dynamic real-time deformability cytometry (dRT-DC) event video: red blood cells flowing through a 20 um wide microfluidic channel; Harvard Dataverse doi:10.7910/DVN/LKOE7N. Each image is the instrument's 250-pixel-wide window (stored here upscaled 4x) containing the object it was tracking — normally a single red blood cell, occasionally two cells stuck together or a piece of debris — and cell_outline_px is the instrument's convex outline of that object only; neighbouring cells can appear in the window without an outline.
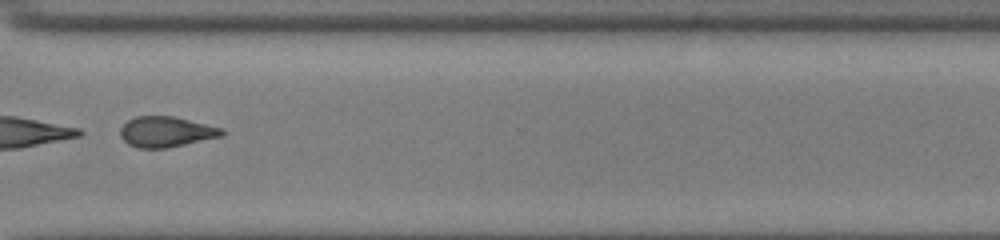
{"species": "common noctule bat (a hibernating species)", "species_latin": "Nyctalus noctula", "temperature_condition": "cold", "stored_images_in_passage": 53, "segment_of_instrument_passage": [2, 2], "camera_frame_rate_fps": 3000, "um_per_image_px": 0.085, "animal": {"sex": "male", "body_mass_g": 13.0, "forearm_length_mm": 53.1}, "frame": {"image": 1, "passage_image": 42, "time_ms": 13.667, "image_size_px": [1000, 240], "cell_outline_px": [[224, 136], [168, 148], [136, 148], [128, 144], [120, 136], [120, 128], [128, 120], [136, 116], [172, 116], [224, 128]], "centroid_in_image_um": [14.13, 11.21], "position_along_channel_um": 356.5, "area_um2": 18.21}}